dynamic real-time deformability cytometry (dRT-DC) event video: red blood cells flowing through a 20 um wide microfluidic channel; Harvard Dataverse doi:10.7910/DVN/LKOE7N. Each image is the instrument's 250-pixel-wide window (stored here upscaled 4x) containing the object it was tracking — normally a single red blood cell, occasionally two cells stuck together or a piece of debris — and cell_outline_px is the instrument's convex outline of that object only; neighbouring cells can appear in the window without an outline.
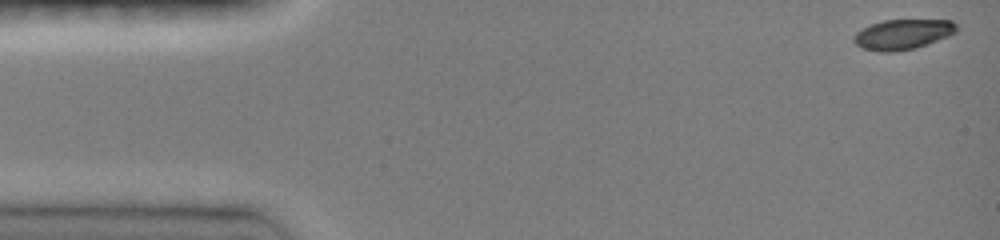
{"species": "common noctule bat (a hibernating species)", "species_latin": "Nyctalus noctula", "temperature_condition": "room temperature", "stored_images_in_passage": 44, "camera_frame_rate_fps": 3000, "um_per_image_px": 0.085, "animal": {"sex": "female", "body_mass_g": 19.0, "forearm_length_mm": 51.5}, "frame": {"image": 1, "passage_image": 1, "time_ms": 0.0, "image_size_px": [1000, 240], "cell_outline_px": [[956, 32], [948, 36], [916, 48], [892, 52], [880, 52], [864, 48], [856, 44], [852, 40], [852, 36], [856, 32], [872, 24], [884, 20], [952, 20], [956, 24]], "centroid_in_image_um": [76.72, 2.92], "position_along_channel_um": 8.3, "area_um2": 17.92}}
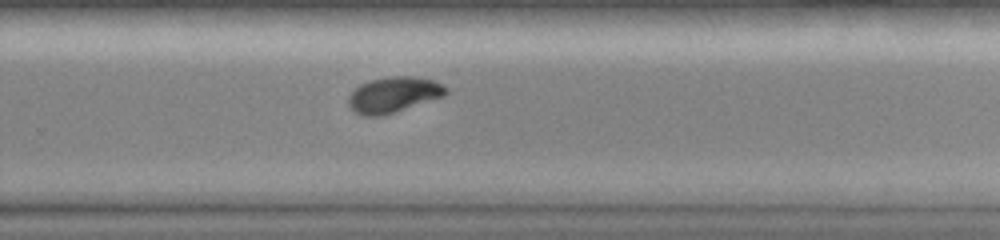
{"frame": {"image": 2, "passage_image": 31, "time_ms": 10.0, "image_size_px": [1000, 240], "cell_outline_px": [[448, 92], [444, 96], [380, 116], [360, 116], [348, 108], [348, 96], [360, 84], [372, 80], [388, 76], [416, 76], [432, 80], [448, 88]], "centroid_in_image_um": [33.41, 8.05], "position_along_channel_um": 296.4, "area_um2": 20.17}}
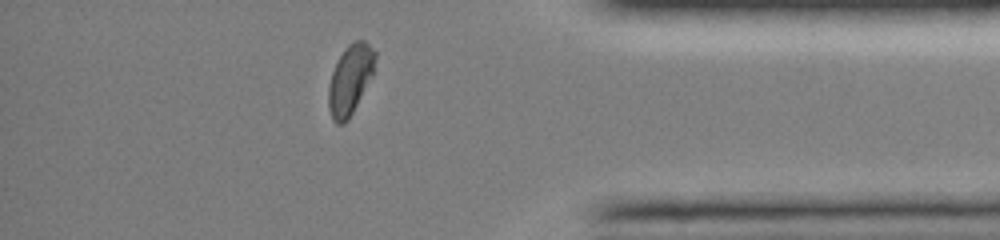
{"frame": {"image": 3, "passage_image": 40, "time_ms": 13.0, "image_size_px": [1000, 240], "cell_outline_px": [[376, 56], [372, 76], [348, 120], [344, 124], [336, 124], [332, 120], [328, 108], [328, 88], [332, 72], [344, 48], [352, 40], [364, 40], [376, 52]], "centroid_in_image_um": [29.75, 6.76], "position_along_channel_um": 405.4, "area_um2": 18.9}, "authors_computed_cell_mechanics": {"area_um2": 19.8254, "velocity_mm_per_s": 4.0632, "shape_relaxation_time_tau1_ms": 3.6328, "shape_relaxation_time_tau2_ms": 2.1399, "deformation_change_tau1": 0.1793, "deformation_change_tau2": 0.0295}}